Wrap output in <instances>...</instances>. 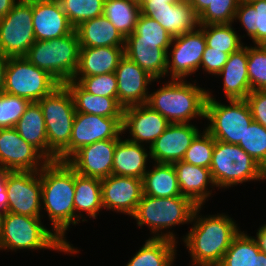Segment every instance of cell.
<instances>
[{
  "instance_id": "obj_38",
  "label": "cell",
  "mask_w": 266,
  "mask_h": 266,
  "mask_svg": "<svg viewBox=\"0 0 266 266\" xmlns=\"http://www.w3.org/2000/svg\"><path fill=\"white\" fill-rule=\"evenodd\" d=\"M172 38L156 20L140 14L134 32L125 41L160 42V48L168 53Z\"/></svg>"
},
{
  "instance_id": "obj_36",
  "label": "cell",
  "mask_w": 266,
  "mask_h": 266,
  "mask_svg": "<svg viewBox=\"0 0 266 266\" xmlns=\"http://www.w3.org/2000/svg\"><path fill=\"white\" fill-rule=\"evenodd\" d=\"M240 231L232 240L218 266H256L261 251L256 238Z\"/></svg>"
},
{
  "instance_id": "obj_15",
  "label": "cell",
  "mask_w": 266,
  "mask_h": 266,
  "mask_svg": "<svg viewBox=\"0 0 266 266\" xmlns=\"http://www.w3.org/2000/svg\"><path fill=\"white\" fill-rule=\"evenodd\" d=\"M123 118L75 113L70 139V157L80 148L100 140L119 139Z\"/></svg>"
},
{
  "instance_id": "obj_12",
  "label": "cell",
  "mask_w": 266,
  "mask_h": 266,
  "mask_svg": "<svg viewBox=\"0 0 266 266\" xmlns=\"http://www.w3.org/2000/svg\"><path fill=\"white\" fill-rule=\"evenodd\" d=\"M5 183L8 198L5 212L41 217L42 192L39 171L8 172Z\"/></svg>"
},
{
  "instance_id": "obj_13",
  "label": "cell",
  "mask_w": 266,
  "mask_h": 266,
  "mask_svg": "<svg viewBox=\"0 0 266 266\" xmlns=\"http://www.w3.org/2000/svg\"><path fill=\"white\" fill-rule=\"evenodd\" d=\"M49 160L15 128L0 129V168L9 172L41 170Z\"/></svg>"
},
{
  "instance_id": "obj_55",
  "label": "cell",
  "mask_w": 266,
  "mask_h": 266,
  "mask_svg": "<svg viewBox=\"0 0 266 266\" xmlns=\"http://www.w3.org/2000/svg\"><path fill=\"white\" fill-rule=\"evenodd\" d=\"M3 211L0 210V233H1V226H2V217H3Z\"/></svg>"
},
{
  "instance_id": "obj_25",
  "label": "cell",
  "mask_w": 266,
  "mask_h": 266,
  "mask_svg": "<svg viewBox=\"0 0 266 266\" xmlns=\"http://www.w3.org/2000/svg\"><path fill=\"white\" fill-rule=\"evenodd\" d=\"M124 56V47L80 48L79 64L74 77H89L115 72Z\"/></svg>"
},
{
  "instance_id": "obj_45",
  "label": "cell",
  "mask_w": 266,
  "mask_h": 266,
  "mask_svg": "<svg viewBox=\"0 0 266 266\" xmlns=\"http://www.w3.org/2000/svg\"><path fill=\"white\" fill-rule=\"evenodd\" d=\"M88 93L110 98H117V79L114 72L89 77H73Z\"/></svg>"
},
{
  "instance_id": "obj_31",
  "label": "cell",
  "mask_w": 266,
  "mask_h": 266,
  "mask_svg": "<svg viewBox=\"0 0 266 266\" xmlns=\"http://www.w3.org/2000/svg\"><path fill=\"white\" fill-rule=\"evenodd\" d=\"M143 194L168 198L182 196L173 164L156 163L143 178Z\"/></svg>"
},
{
  "instance_id": "obj_5",
  "label": "cell",
  "mask_w": 266,
  "mask_h": 266,
  "mask_svg": "<svg viewBox=\"0 0 266 266\" xmlns=\"http://www.w3.org/2000/svg\"><path fill=\"white\" fill-rule=\"evenodd\" d=\"M197 207L185 196L159 198L143 194L132 217L136 220L137 226L147 225L150 228L151 234L154 233L151 238L177 242L173 232L169 230L164 233L162 230L188 222L191 224Z\"/></svg>"
},
{
  "instance_id": "obj_14",
  "label": "cell",
  "mask_w": 266,
  "mask_h": 266,
  "mask_svg": "<svg viewBox=\"0 0 266 266\" xmlns=\"http://www.w3.org/2000/svg\"><path fill=\"white\" fill-rule=\"evenodd\" d=\"M170 47L172 51L167 53L166 76L170 73V79L184 80L200 68L206 47L204 32L196 28L194 31L173 37Z\"/></svg>"
},
{
  "instance_id": "obj_54",
  "label": "cell",
  "mask_w": 266,
  "mask_h": 266,
  "mask_svg": "<svg viewBox=\"0 0 266 266\" xmlns=\"http://www.w3.org/2000/svg\"><path fill=\"white\" fill-rule=\"evenodd\" d=\"M256 266H266V253L260 251L257 255V264Z\"/></svg>"
},
{
  "instance_id": "obj_18",
  "label": "cell",
  "mask_w": 266,
  "mask_h": 266,
  "mask_svg": "<svg viewBox=\"0 0 266 266\" xmlns=\"http://www.w3.org/2000/svg\"><path fill=\"white\" fill-rule=\"evenodd\" d=\"M119 139L94 142L76 151L66 162L80 175L104 179L112 174Z\"/></svg>"
},
{
  "instance_id": "obj_7",
  "label": "cell",
  "mask_w": 266,
  "mask_h": 266,
  "mask_svg": "<svg viewBox=\"0 0 266 266\" xmlns=\"http://www.w3.org/2000/svg\"><path fill=\"white\" fill-rule=\"evenodd\" d=\"M80 42L76 31L60 38L35 41L27 60L50 74L59 84L73 79L79 64Z\"/></svg>"
},
{
  "instance_id": "obj_52",
  "label": "cell",
  "mask_w": 266,
  "mask_h": 266,
  "mask_svg": "<svg viewBox=\"0 0 266 266\" xmlns=\"http://www.w3.org/2000/svg\"><path fill=\"white\" fill-rule=\"evenodd\" d=\"M19 0H0V18L5 17Z\"/></svg>"
},
{
  "instance_id": "obj_56",
  "label": "cell",
  "mask_w": 266,
  "mask_h": 266,
  "mask_svg": "<svg viewBox=\"0 0 266 266\" xmlns=\"http://www.w3.org/2000/svg\"><path fill=\"white\" fill-rule=\"evenodd\" d=\"M128 1H131V2H134V3L138 4V5H140L143 0H128Z\"/></svg>"
},
{
  "instance_id": "obj_8",
  "label": "cell",
  "mask_w": 266,
  "mask_h": 266,
  "mask_svg": "<svg viewBox=\"0 0 266 266\" xmlns=\"http://www.w3.org/2000/svg\"><path fill=\"white\" fill-rule=\"evenodd\" d=\"M210 171L216 187L266 180V171L239 145L215 140Z\"/></svg>"
},
{
  "instance_id": "obj_41",
  "label": "cell",
  "mask_w": 266,
  "mask_h": 266,
  "mask_svg": "<svg viewBox=\"0 0 266 266\" xmlns=\"http://www.w3.org/2000/svg\"><path fill=\"white\" fill-rule=\"evenodd\" d=\"M215 139L205 130L192 141L182 161L195 166L210 168Z\"/></svg>"
},
{
  "instance_id": "obj_46",
  "label": "cell",
  "mask_w": 266,
  "mask_h": 266,
  "mask_svg": "<svg viewBox=\"0 0 266 266\" xmlns=\"http://www.w3.org/2000/svg\"><path fill=\"white\" fill-rule=\"evenodd\" d=\"M229 55L230 54L228 53L222 52V50H217L206 46L200 67L202 66V69L208 74L216 76L224 67Z\"/></svg>"
},
{
  "instance_id": "obj_26",
  "label": "cell",
  "mask_w": 266,
  "mask_h": 266,
  "mask_svg": "<svg viewBox=\"0 0 266 266\" xmlns=\"http://www.w3.org/2000/svg\"><path fill=\"white\" fill-rule=\"evenodd\" d=\"M144 146L120 137L114 150L112 174L143 180L148 167L147 160L151 157Z\"/></svg>"
},
{
  "instance_id": "obj_35",
  "label": "cell",
  "mask_w": 266,
  "mask_h": 266,
  "mask_svg": "<svg viewBox=\"0 0 266 266\" xmlns=\"http://www.w3.org/2000/svg\"><path fill=\"white\" fill-rule=\"evenodd\" d=\"M103 15L126 38L135 30L140 15V5L128 0H105Z\"/></svg>"
},
{
  "instance_id": "obj_32",
  "label": "cell",
  "mask_w": 266,
  "mask_h": 266,
  "mask_svg": "<svg viewBox=\"0 0 266 266\" xmlns=\"http://www.w3.org/2000/svg\"><path fill=\"white\" fill-rule=\"evenodd\" d=\"M234 20H239L254 45H266V0H241Z\"/></svg>"
},
{
  "instance_id": "obj_33",
  "label": "cell",
  "mask_w": 266,
  "mask_h": 266,
  "mask_svg": "<svg viewBox=\"0 0 266 266\" xmlns=\"http://www.w3.org/2000/svg\"><path fill=\"white\" fill-rule=\"evenodd\" d=\"M14 128L23 140L30 143L47 158L46 125L42 110L37 102L29 104Z\"/></svg>"
},
{
  "instance_id": "obj_3",
  "label": "cell",
  "mask_w": 266,
  "mask_h": 266,
  "mask_svg": "<svg viewBox=\"0 0 266 266\" xmlns=\"http://www.w3.org/2000/svg\"><path fill=\"white\" fill-rule=\"evenodd\" d=\"M37 103L46 125L47 159L67 161L70 158V139L76 113L71 93L64 84H60Z\"/></svg>"
},
{
  "instance_id": "obj_34",
  "label": "cell",
  "mask_w": 266,
  "mask_h": 266,
  "mask_svg": "<svg viewBox=\"0 0 266 266\" xmlns=\"http://www.w3.org/2000/svg\"><path fill=\"white\" fill-rule=\"evenodd\" d=\"M177 243L169 239L149 237L126 266H172L177 255Z\"/></svg>"
},
{
  "instance_id": "obj_28",
  "label": "cell",
  "mask_w": 266,
  "mask_h": 266,
  "mask_svg": "<svg viewBox=\"0 0 266 266\" xmlns=\"http://www.w3.org/2000/svg\"><path fill=\"white\" fill-rule=\"evenodd\" d=\"M124 55L155 79L165 78L167 52L160 48V42L125 41Z\"/></svg>"
},
{
  "instance_id": "obj_1",
  "label": "cell",
  "mask_w": 266,
  "mask_h": 266,
  "mask_svg": "<svg viewBox=\"0 0 266 266\" xmlns=\"http://www.w3.org/2000/svg\"><path fill=\"white\" fill-rule=\"evenodd\" d=\"M42 209L47 211L52 231L74 252L66 231L74 225L75 170L66 161H49L41 170ZM70 243V244H69Z\"/></svg>"
},
{
  "instance_id": "obj_47",
  "label": "cell",
  "mask_w": 266,
  "mask_h": 266,
  "mask_svg": "<svg viewBox=\"0 0 266 266\" xmlns=\"http://www.w3.org/2000/svg\"><path fill=\"white\" fill-rule=\"evenodd\" d=\"M252 118L266 128V90H253L245 98Z\"/></svg>"
},
{
  "instance_id": "obj_4",
  "label": "cell",
  "mask_w": 266,
  "mask_h": 266,
  "mask_svg": "<svg viewBox=\"0 0 266 266\" xmlns=\"http://www.w3.org/2000/svg\"><path fill=\"white\" fill-rule=\"evenodd\" d=\"M187 80L171 79L160 89L149 93L146 104L164 116L169 123H189L205 118L207 90Z\"/></svg>"
},
{
  "instance_id": "obj_48",
  "label": "cell",
  "mask_w": 266,
  "mask_h": 266,
  "mask_svg": "<svg viewBox=\"0 0 266 266\" xmlns=\"http://www.w3.org/2000/svg\"><path fill=\"white\" fill-rule=\"evenodd\" d=\"M9 171H6L2 168H0V210L5 212L7 210V203H8V198H7V193H6V174Z\"/></svg>"
},
{
  "instance_id": "obj_22",
  "label": "cell",
  "mask_w": 266,
  "mask_h": 266,
  "mask_svg": "<svg viewBox=\"0 0 266 266\" xmlns=\"http://www.w3.org/2000/svg\"><path fill=\"white\" fill-rule=\"evenodd\" d=\"M140 14L156 20L172 37L194 31L198 17L187 0L172 3V7L140 8Z\"/></svg>"
},
{
  "instance_id": "obj_21",
  "label": "cell",
  "mask_w": 266,
  "mask_h": 266,
  "mask_svg": "<svg viewBox=\"0 0 266 266\" xmlns=\"http://www.w3.org/2000/svg\"><path fill=\"white\" fill-rule=\"evenodd\" d=\"M36 41H47L74 31L59 0H31Z\"/></svg>"
},
{
  "instance_id": "obj_20",
  "label": "cell",
  "mask_w": 266,
  "mask_h": 266,
  "mask_svg": "<svg viewBox=\"0 0 266 266\" xmlns=\"http://www.w3.org/2000/svg\"><path fill=\"white\" fill-rule=\"evenodd\" d=\"M200 133L191 123H170L160 137L149 147L154 163L173 164L182 161L185 152Z\"/></svg>"
},
{
  "instance_id": "obj_23",
  "label": "cell",
  "mask_w": 266,
  "mask_h": 266,
  "mask_svg": "<svg viewBox=\"0 0 266 266\" xmlns=\"http://www.w3.org/2000/svg\"><path fill=\"white\" fill-rule=\"evenodd\" d=\"M181 195L190 198L197 206H203L212 194L208 189L216 187L209 168L195 166L184 161L173 163Z\"/></svg>"
},
{
  "instance_id": "obj_49",
  "label": "cell",
  "mask_w": 266,
  "mask_h": 266,
  "mask_svg": "<svg viewBox=\"0 0 266 266\" xmlns=\"http://www.w3.org/2000/svg\"><path fill=\"white\" fill-rule=\"evenodd\" d=\"M179 1L180 0H143L140 4V8L172 7V3Z\"/></svg>"
},
{
  "instance_id": "obj_17",
  "label": "cell",
  "mask_w": 266,
  "mask_h": 266,
  "mask_svg": "<svg viewBox=\"0 0 266 266\" xmlns=\"http://www.w3.org/2000/svg\"><path fill=\"white\" fill-rule=\"evenodd\" d=\"M101 189L104 209L132 216L143 195V180L111 174L101 180Z\"/></svg>"
},
{
  "instance_id": "obj_9",
  "label": "cell",
  "mask_w": 266,
  "mask_h": 266,
  "mask_svg": "<svg viewBox=\"0 0 266 266\" xmlns=\"http://www.w3.org/2000/svg\"><path fill=\"white\" fill-rule=\"evenodd\" d=\"M225 105L213 98L207 90L205 119L210 121L205 130L215 139L229 144L243 140L253 118L245 99L228 100Z\"/></svg>"
},
{
  "instance_id": "obj_39",
  "label": "cell",
  "mask_w": 266,
  "mask_h": 266,
  "mask_svg": "<svg viewBox=\"0 0 266 266\" xmlns=\"http://www.w3.org/2000/svg\"><path fill=\"white\" fill-rule=\"evenodd\" d=\"M105 0H59L70 24L76 28L80 23L103 15Z\"/></svg>"
},
{
  "instance_id": "obj_10",
  "label": "cell",
  "mask_w": 266,
  "mask_h": 266,
  "mask_svg": "<svg viewBox=\"0 0 266 266\" xmlns=\"http://www.w3.org/2000/svg\"><path fill=\"white\" fill-rule=\"evenodd\" d=\"M60 84L26 57L7 58L4 92L38 102Z\"/></svg>"
},
{
  "instance_id": "obj_2",
  "label": "cell",
  "mask_w": 266,
  "mask_h": 266,
  "mask_svg": "<svg viewBox=\"0 0 266 266\" xmlns=\"http://www.w3.org/2000/svg\"><path fill=\"white\" fill-rule=\"evenodd\" d=\"M201 208H196L191 224L194 223L182 239L190 253L192 266H218L241 230L228 215L200 216Z\"/></svg>"
},
{
  "instance_id": "obj_6",
  "label": "cell",
  "mask_w": 266,
  "mask_h": 266,
  "mask_svg": "<svg viewBox=\"0 0 266 266\" xmlns=\"http://www.w3.org/2000/svg\"><path fill=\"white\" fill-rule=\"evenodd\" d=\"M53 249L69 254L75 252L54 231L41 223V217L4 212L0 233V250Z\"/></svg>"
},
{
  "instance_id": "obj_16",
  "label": "cell",
  "mask_w": 266,
  "mask_h": 266,
  "mask_svg": "<svg viewBox=\"0 0 266 266\" xmlns=\"http://www.w3.org/2000/svg\"><path fill=\"white\" fill-rule=\"evenodd\" d=\"M118 103L125 109L145 104L148 100V84L158 81L138 64L124 55L115 70Z\"/></svg>"
},
{
  "instance_id": "obj_30",
  "label": "cell",
  "mask_w": 266,
  "mask_h": 266,
  "mask_svg": "<svg viewBox=\"0 0 266 266\" xmlns=\"http://www.w3.org/2000/svg\"><path fill=\"white\" fill-rule=\"evenodd\" d=\"M102 209L101 179L83 176L75 171L74 225L83 217L80 212L84 211L88 217L95 219Z\"/></svg>"
},
{
  "instance_id": "obj_50",
  "label": "cell",
  "mask_w": 266,
  "mask_h": 266,
  "mask_svg": "<svg viewBox=\"0 0 266 266\" xmlns=\"http://www.w3.org/2000/svg\"><path fill=\"white\" fill-rule=\"evenodd\" d=\"M193 7L194 13L198 17L210 4L212 0H187Z\"/></svg>"
},
{
  "instance_id": "obj_27",
  "label": "cell",
  "mask_w": 266,
  "mask_h": 266,
  "mask_svg": "<svg viewBox=\"0 0 266 266\" xmlns=\"http://www.w3.org/2000/svg\"><path fill=\"white\" fill-rule=\"evenodd\" d=\"M74 30L81 48L125 47V38L104 15L82 22Z\"/></svg>"
},
{
  "instance_id": "obj_24",
  "label": "cell",
  "mask_w": 266,
  "mask_h": 266,
  "mask_svg": "<svg viewBox=\"0 0 266 266\" xmlns=\"http://www.w3.org/2000/svg\"><path fill=\"white\" fill-rule=\"evenodd\" d=\"M247 45L231 53L217 76L223 78V90L227 100L245 99L251 92L248 70Z\"/></svg>"
},
{
  "instance_id": "obj_53",
  "label": "cell",
  "mask_w": 266,
  "mask_h": 266,
  "mask_svg": "<svg viewBox=\"0 0 266 266\" xmlns=\"http://www.w3.org/2000/svg\"><path fill=\"white\" fill-rule=\"evenodd\" d=\"M7 58L0 56V94L4 92Z\"/></svg>"
},
{
  "instance_id": "obj_19",
  "label": "cell",
  "mask_w": 266,
  "mask_h": 266,
  "mask_svg": "<svg viewBox=\"0 0 266 266\" xmlns=\"http://www.w3.org/2000/svg\"><path fill=\"white\" fill-rule=\"evenodd\" d=\"M169 121L146 103L130 106L123 111L122 133L129 130L130 139L127 140L149 147L162 135ZM132 136V137H131ZM148 143V144H147Z\"/></svg>"
},
{
  "instance_id": "obj_37",
  "label": "cell",
  "mask_w": 266,
  "mask_h": 266,
  "mask_svg": "<svg viewBox=\"0 0 266 266\" xmlns=\"http://www.w3.org/2000/svg\"><path fill=\"white\" fill-rule=\"evenodd\" d=\"M198 27L204 32L206 46L210 48L231 54L244 46L241 36L236 33L232 23L199 25Z\"/></svg>"
},
{
  "instance_id": "obj_40",
  "label": "cell",
  "mask_w": 266,
  "mask_h": 266,
  "mask_svg": "<svg viewBox=\"0 0 266 266\" xmlns=\"http://www.w3.org/2000/svg\"><path fill=\"white\" fill-rule=\"evenodd\" d=\"M237 145L266 171V128L263 125L253 120Z\"/></svg>"
},
{
  "instance_id": "obj_11",
  "label": "cell",
  "mask_w": 266,
  "mask_h": 266,
  "mask_svg": "<svg viewBox=\"0 0 266 266\" xmlns=\"http://www.w3.org/2000/svg\"><path fill=\"white\" fill-rule=\"evenodd\" d=\"M35 41L31 0H19L0 18V56L25 57Z\"/></svg>"
},
{
  "instance_id": "obj_42",
  "label": "cell",
  "mask_w": 266,
  "mask_h": 266,
  "mask_svg": "<svg viewBox=\"0 0 266 266\" xmlns=\"http://www.w3.org/2000/svg\"><path fill=\"white\" fill-rule=\"evenodd\" d=\"M240 2L241 0H212L211 4L198 16V24H233Z\"/></svg>"
},
{
  "instance_id": "obj_29",
  "label": "cell",
  "mask_w": 266,
  "mask_h": 266,
  "mask_svg": "<svg viewBox=\"0 0 266 266\" xmlns=\"http://www.w3.org/2000/svg\"><path fill=\"white\" fill-rule=\"evenodd\" d=\"M64 85L72 95L76 112L102 117L123 118L124 108L118 103V98L88 93L73 80L65 82Z\"/></svg>"
},
{
  "instance_id": "obj_44",
  "label": "cell",
  "mask_w": 266,
  "mask_h": 266,
  "mask_svg": "<svg viewBox=\"0 0 266 266\" xmlns=\"http://www.w3.org/2000/svg\"><path fill=\"white\" fill-rule=\"evenodd\" d=\"M30 103L25 98L2 92L0 94V129L15 127Z\"/></svg>"
},
{
  "instance_id": "obj_51",
  "label": "cell",
  "mask_w": 266,
  "mask_h": 266,
  "mask_svg": "<svg viewBox=\"0 0 266 266\" xmlns=\"http://www.w3.org/2000/svg\"><path fill=\"white\" fill-rule=\"evenodd\" d=\"M256 232V240L259 244V248L262 252L266 253V224L260 226Z\"/></svg>"
},
{
  "instance_id": "obj_43",
  "label": "cell",
  "mask_w": 266,
  "mask_h": 266,
  "mask_svg": "<svg viewBox=\"0 0 266 266\" xmlns=\"http://www.w3.org/2000/svg\"><path fill=\"white\" fill-rule=\"evenodd\" d=\"M247 55L251 91L266 90V45L247 46Z\"/></svg>"
}]
</instances>
